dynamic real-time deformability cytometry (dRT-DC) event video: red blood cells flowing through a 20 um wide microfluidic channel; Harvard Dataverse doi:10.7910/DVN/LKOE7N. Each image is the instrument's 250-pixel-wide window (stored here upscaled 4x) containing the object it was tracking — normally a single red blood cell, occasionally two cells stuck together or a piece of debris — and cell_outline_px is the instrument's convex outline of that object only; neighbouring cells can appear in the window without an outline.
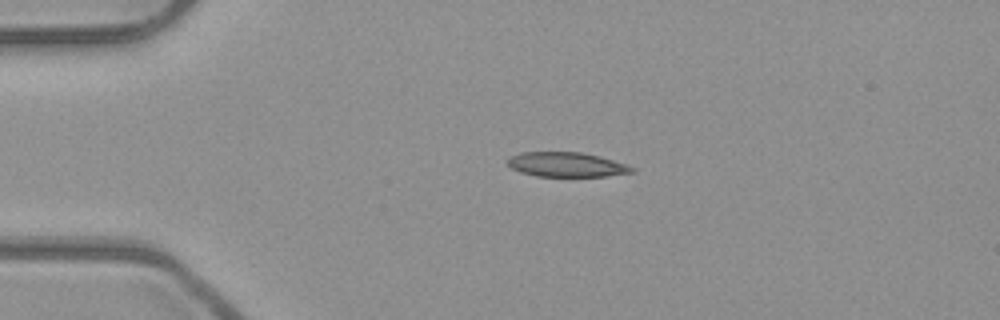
{"species": "common noctule bat (a hibernating species)", "species_latin": "Nyctalus noctula", "temperature_condition": "room temperature", "stored_images_in_passage": 4, "camera_frame_rate_fps": 3000, "um_per_image_px": 0.085, "animal": {"sex": "male", "body_mass_g": 23.1, "forearm_length_mm": 52.7}, "frame": {"image": 1, "passage_image": 3, "time_ms": 0.667, "image_size_px": [1000, 320], "cell_outline_px": [[636, 172], [608, 176], [536, 176], [520, 172], [512, 168], [504, 160], [508, 156], [520, 152], [580, 152], [600, 156], [628, 164], [636, 168]], "centroid_in_image_um": [48.16, 13.98], "position_along_channel_um": 36.8, "area_um2": 18.15}}